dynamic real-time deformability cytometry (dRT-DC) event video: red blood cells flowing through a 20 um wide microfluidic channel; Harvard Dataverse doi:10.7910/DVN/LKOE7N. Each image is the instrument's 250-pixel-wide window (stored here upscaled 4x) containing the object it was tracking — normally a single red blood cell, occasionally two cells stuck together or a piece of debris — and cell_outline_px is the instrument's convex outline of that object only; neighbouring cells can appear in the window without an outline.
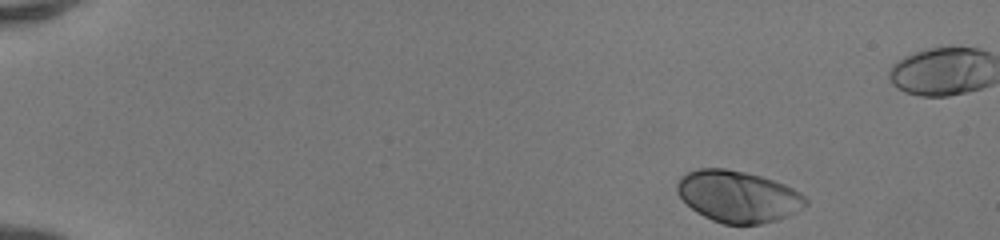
{"species": "human", "species_latin": "Homo sapiens", "temperature_condition": "room temperature", "stored_images_in_passage": 43, "camera_frame_rate_fps": 3000, "um_per_image_px": 0.085, "donor": {"sex": "female"}, "frame": {"image": 1, "passage_image": 1, "time_ms": 0.0, "image_size_px": [1000, 240], "cell_outline_px": [[808, 204], [788, 216], [776, 220], [760, 224], [724, 224], [712, 220], [696, 212], [680, 196], [676, 188], [676, 184], [680, 176], [696, 168], [724, 168], [744, 172], [760, 176], [784, 184], [792, 188], [804, 196], [808, 200]], "centroid_in_image_um": [62.72, 16.69], "position_along_channel_um": 22.3, "area_um2": 38.44}}
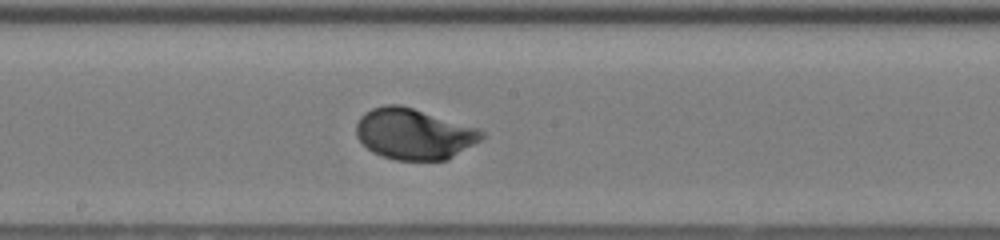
{"frame": {"image": 2, "passage_image": 24, "time_ms": 7.667, "image_size_px": [1000, 240], "cell_outline_px": [[484, 136], [480, 140], [448, 160], [396, 160], [380, 156], [372, 152], [356, 136], [356, 124], [360, 116], [364, 112], [372, 108], [384, 104], [400, 104], [480, 128], [484, 132]], "centroid_in_image_um": [35.18, 11.38], "position_along_channel_um": 213.0, "area_um2": 37.45}}
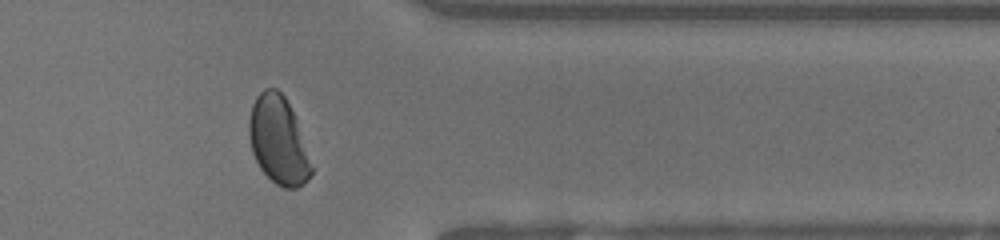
{"frame": {"image": 3, "passage_image": 37, "time_ms": 12.0, "image_size_px": [1000, 240], "cell_outline_px": [[312, 176], [304, 184], [296, 188], [284, 188], [276, 184], [260, 168], [252, 152], [248, 132], [248, 120], [252, 104], [256, 96], [264, 88], [276, 88], [284, 96], [296, 120], [312, 168]], "centroid_in_image_um": [23.63, 11.94], "position_along_channel_um": 387.8, "area_um2": 31.5}}